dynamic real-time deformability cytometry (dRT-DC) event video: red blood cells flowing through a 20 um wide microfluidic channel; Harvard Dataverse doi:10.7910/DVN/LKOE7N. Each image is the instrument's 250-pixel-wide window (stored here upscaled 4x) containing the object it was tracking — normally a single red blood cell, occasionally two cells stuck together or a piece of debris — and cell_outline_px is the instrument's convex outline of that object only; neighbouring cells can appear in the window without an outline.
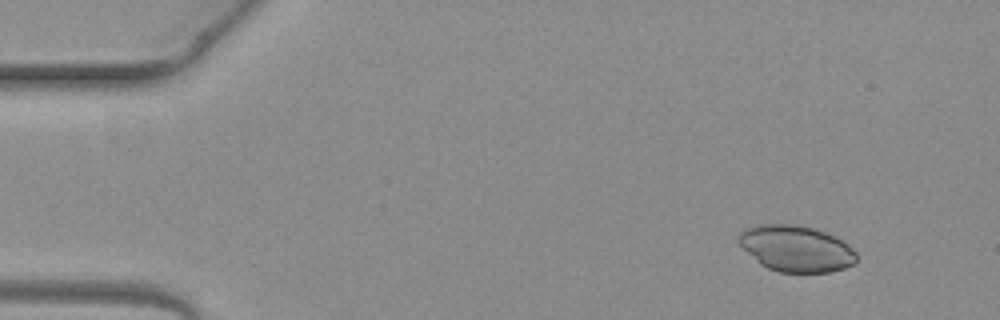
{"species": "common noctule bat (a hibernating species)", "species_latin": "Nyctalus noctula", "temperature_condition": "warm", "stored_images_in_passage": 4, "camera_frame_rate_fps": 3000, "um_per_image_px": 0.085, "animal": {"sex": "female", "body_mass_g": 19.3, "forearm_length_mm": 54.1}, "frame": {"image": 1, "passage_image": 2, "time_ms": 0.333, "image_size_px": [1000, 320], "cell_outline_px": [[856, 260], [852, 264], [844, 268], [828, 272], [780, 272], [768, 268], [760, 264], [736, 240], [740, 232], [744, 228], [756, 224], [800, 224], [816, 228], [836, 236], [848, 244], [856, 252]], "centroid_in_image_um": [67.66, 21.1], "position_along_channel_um": 17.3, "area_um2": 31.91}}